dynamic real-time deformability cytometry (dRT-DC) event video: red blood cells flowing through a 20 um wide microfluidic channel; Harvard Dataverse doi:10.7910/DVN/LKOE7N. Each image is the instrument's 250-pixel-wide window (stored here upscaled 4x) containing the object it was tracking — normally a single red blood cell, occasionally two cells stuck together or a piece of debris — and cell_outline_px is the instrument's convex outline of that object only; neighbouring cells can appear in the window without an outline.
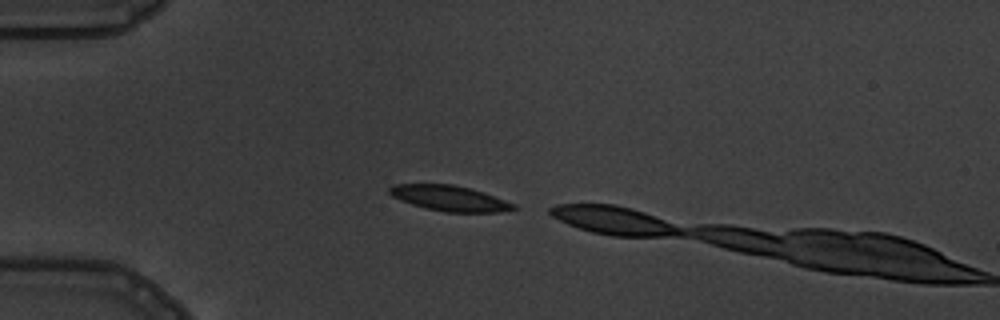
{"species": "common noctule bat (a hibernating species)", "species_latin": "Nyctalus noctula", "temperature_condition": "warm", "stored_images_in_passage": 2, "camera_frame_rate_fps": 3000, "um_per_image_px": 0.085, "animal": {"sex": "male", "body_mass_g": 19.5, "forearm_length_mm": 54.6}, "frame": {"image": 1, "passage_image": 1, "time_ms": 0.0, "image_size_px": [1000, 320], "cell_outline_px": [[520, 208], [500, 212], [448, 212], [428, 208], [412, 204], [400, 200], [392, 196], [388, 192], [388, 188], [392, 184], [452, 184], [484, 192], [516, 204]], "centroid_in_image_um": [38.24, 16.85], "position_along_channel_um": 46.8, "area_um2": 18.38}}